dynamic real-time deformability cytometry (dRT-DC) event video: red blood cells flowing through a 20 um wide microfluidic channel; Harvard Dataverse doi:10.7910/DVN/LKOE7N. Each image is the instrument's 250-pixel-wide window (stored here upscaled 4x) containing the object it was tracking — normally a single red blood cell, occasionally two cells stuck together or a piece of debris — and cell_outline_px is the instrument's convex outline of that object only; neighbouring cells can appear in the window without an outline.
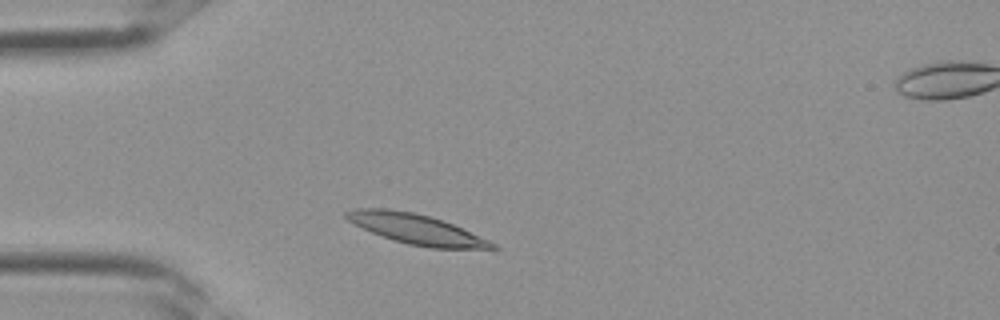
{"species": "Egyptian fruit bat (a non-hibernating species)", "species_latin": "Rousettus aegyptiacus", "temperature_condition": "room temperature", "stored_images_in_passage": 2, "camera_frame_rate_fps": 3000, "um_per_image_px": 0.085, "frame": {"image": 1, "passage_image": 1, "time_ms": 0.0, "image_size_px": [1000, 320], "cell_outline_px": [[500, 248], [428, 248], [408, 244], [372, 232], [348, 220], [344, 216], [344, 212], [356, 208], [384, 208], [412, 212], [428, 216], [452, 224], [488, 240], [496, 244]], "centroid_in_image_um": [35.35, 19.46], "position_along_channel_um": 49.6, "area_um2": 24.85}}